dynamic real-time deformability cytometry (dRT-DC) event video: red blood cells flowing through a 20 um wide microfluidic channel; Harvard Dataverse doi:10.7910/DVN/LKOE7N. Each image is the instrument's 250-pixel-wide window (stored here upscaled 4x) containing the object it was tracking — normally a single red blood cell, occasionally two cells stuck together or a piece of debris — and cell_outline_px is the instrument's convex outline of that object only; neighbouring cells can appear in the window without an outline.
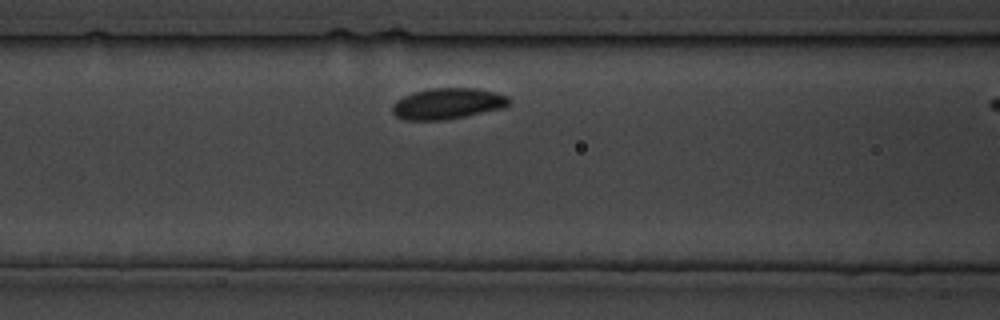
{"species": "common noctule bat (a hibernating species)", "species_latin": "Nyctalus noctula", "temperature_condition": "cold", "stored_images_in_passage": 6, "camera_frame_rate_fps": 3000, "um_per_image_px": 0.085, "animal": {"sex": "male", "body_mass_g": 19.5, "forearm_length_mm": 54.6}, "frame": {"image": 1, "passage_image": 5, "time_ms": 4.667, "image_size_px": [1000, 320], "cell_outline_px": [[512, 100], [504, 108], [444, 120], [404, 120], [396, 116], [392, 112], [392, 104], [396, 100], [404, 96], [416, 92], [432, 88], [476, 88], [496, 92], [508, 96]], "centroid_in_image_um": [38.06, 8.81], "position_along_channel_um": 128.5, "area_um2": 21.1}}